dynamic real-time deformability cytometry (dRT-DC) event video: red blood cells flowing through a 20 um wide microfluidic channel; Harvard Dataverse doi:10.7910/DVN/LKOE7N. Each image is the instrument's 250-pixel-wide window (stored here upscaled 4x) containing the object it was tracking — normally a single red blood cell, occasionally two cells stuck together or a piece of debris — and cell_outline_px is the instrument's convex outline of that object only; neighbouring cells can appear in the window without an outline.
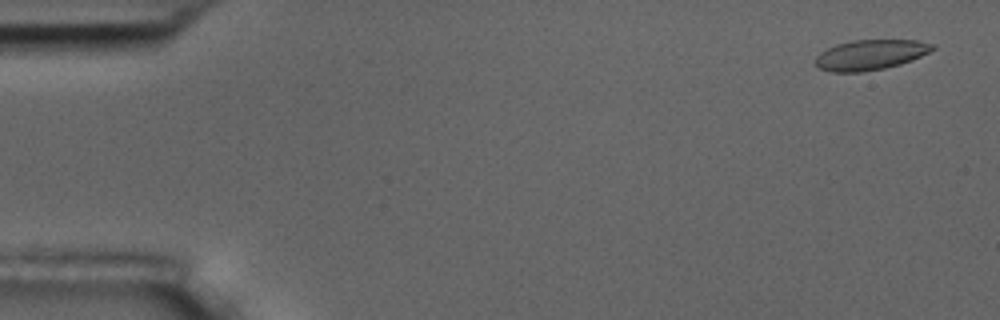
{"species": "common noctule bat (a hibernating species)", "species_latin": "Nyctalus noctula", "temperature_condition": "room temperature", "stored_images_in_passage": 5, "camera_frame_rate_fps": 3000, "um_per_image_px": 0.085, "animal": {"sex": "male", "body_mass_g": 17.5, "forearm_length_mm": 52.3}, "frame": {"image": 1, "passage_image": 1, "time_ms": 0.0, "image_size_px": [1000, 320], "cell_outline_px": [[936, 48], [912, 60], [900, 64], [884, 68], [860, 72], [832, 72], [820, 68], [812, 64], [816, 56], [820, 52], [836, 44], [852, 40], [916, 40], [936, 44]], "centroid_in_image_um": [73.96, 4.65], "position_along_channel_um": 11.0, "area_um2": 20.69}}
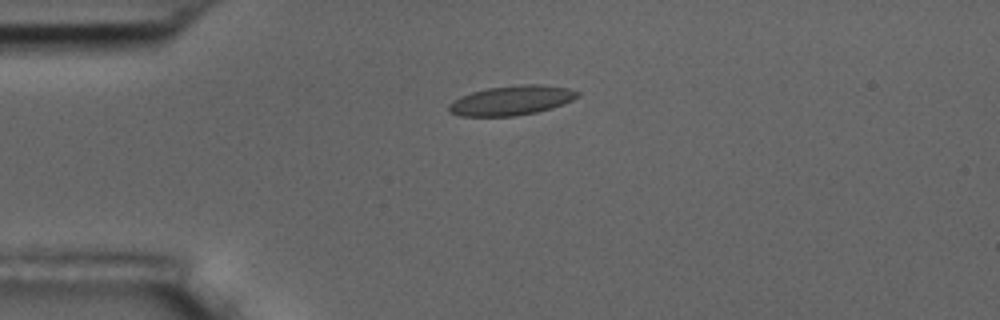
{"frame": {"image": 2, "passage_image": 4, "time_ms": 3.667, "image_size_px": [1000, 320], "cell_outline_px": [[580, 96], [572, 100], [552, 108], [536, 112], [516, 116], [460, 116], [448, 112], [448, 104], [452, 100], [460, 96], [472, 92], [488, 88], [520, 84], [540, 84], [568, 88], [580, 92]], "centroid_in_image_um": [43.46, 8.53], "position_along_channel_um": 41.5, "area_um2": 22.31}}